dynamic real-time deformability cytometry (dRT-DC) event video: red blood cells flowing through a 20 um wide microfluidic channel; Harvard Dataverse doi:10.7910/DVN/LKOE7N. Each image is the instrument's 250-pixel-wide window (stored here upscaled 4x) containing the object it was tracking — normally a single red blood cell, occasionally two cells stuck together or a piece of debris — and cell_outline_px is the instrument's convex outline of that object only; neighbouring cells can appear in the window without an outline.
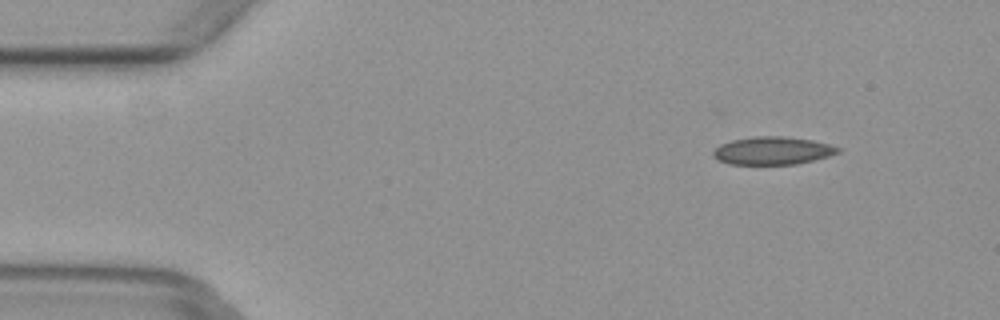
{"species": "common noctule bat (a hibernating species)", "species_latin": "Nyctalus noctula", "temperature_condition": "warm", "stored_images_in_passage": 4, "camera_frame_rate_fps": 3000, "um_per_image_px": 0.085, "animal": {"sex": "female", "body_mass_g": 29.2, "forearm_length_mm": 56.3}, "frame": {"image": 1, "passage_image": 4, "time_ms": 1.0, "image_size_px": [1000, 320], "cell_outline_px": [[840, 152], [828, 156], [796, 164], [728, 164], [712, 156], [712, 152], [720, 144], [732, 140], [756, 136], [784, 136], [812, 140], [828, 144], [840, 148]], "centroid_in_image_um": [65.65, 12.8], "position_along_channel_um": 19.4, "area_um2": 20.11}}